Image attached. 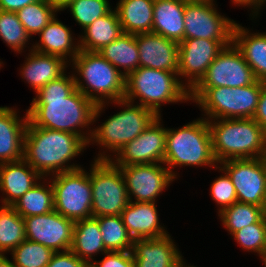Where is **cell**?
<instances>
[{
	"instance_id": "c3c4849f",
	"label": "cell",
	"mask_w": 266,
	"mask_h": 267,
	"mask_svg": "<svg viewBox=\"0 0 266 267\" xmlns=\"http://www.w3.org/2000/svg\"><path fill=\"white\" fill-rule=\"evenodd\" d=\"M262 208H263L264 217L266 218V188H265V198H264Z\"/></svg>"
},
{
	"instance_id": "4316f807",
	"label": "cell",
	"mask_w": 266,
	"mask_h": 267,
	"mask_svg": "<svg viewBox=\"0 0 266 267\" xmlns=\"http://www.w3.org/2000/svg\"><path fill=\"white\" fill-rule=\"evenodd\" d=\"M81 260L92 264L93 256L108 252L104 246L96 217L76 221L73 229V241L70 249Z\"/></svg>"
},
{
	"instance_id": "b9f144b4",
	"label": "cell",
	"mask_w": 266,
	"mask_h": 267,
	"mask_svg": "<svg viewBox=\"0 0 266 267\" xmlns=\"http://www.w3.org/2000/svg\"><path fill=\"white\" fill-rule=\"evenodd\" d=\"M46 267H90L71 250L54 252Z\"/></svg>"
},
{
	"instance_id": "cb8c5ba5",
	"label": "cell",
	"mask_w": 266,
	"mask_h": 267,
	"mask_svg": "<svg viewBox=\"0 0 266 267\" xmlns=\"http://www.w3.org/2000/svg\"><path fill=\"white\" fill-rule=\"evenodd\" d=\"M29 51L28 57L26 56L20 68V75L34 89V92L66 73L68 62L61 57L39 53L31 48Z\"/></svg>"
},
{
	"instance_id": "ee69618b",
	"label": "cell",
	"mask_w": 266,
	"mask_h": 267,
	"mask_svg": "<svg viewBox=\"0 0 266 267\" xmlns=\"http://www.w3.org/2000/svg\"><path fill=\"white\" fill-rule=\"evenodd\" d=\"M37 0H0V10L16 12Z\"/></svg>"
},
{
	"instance_id": "277c9868",
	"label": "cell",
	"mask_w": 266,
	"mask_h": 267,
	"mask_svg": "<svg viewBox=\"0 0 266 267\" xmlns=\"http://www.w3.org/2000/svg\"><path fill=\"white\" fill-rule=\"evenodd\" d=\"M71 63L76 88L95 105L124 98L126 77L99 52L80 50Z\"/></svg>"
},
{
	"instance_id": "603a6c76",
	"label": "cell",
	"mask_w": 266,
	"mask_h": 267,
	"mask_svg": "<svg viewBox=\"0 0 266 267\" xmlns=\"http://www.w3.org/2000/svg\"><path fill=\"white\" fill-rule=\"evenodd\" d=\"M39 43L32 44L31 49L36 52L58 56L71 64L79 53V42H75L71 28L59 21L56 15L38 34ZM70 60H69V59Z\"/></svg>"
},
{
	"instance_id": "f907efd6",
	"label": "cell",
	"mask_w": 266,
	"mask_h": 267,
	"mask_svg": "<svg viewBox=\"0 0 266 267\" xmlns=\"http://www.w3.org/2000/svg\"><path fill=\"white\" fill-rule=\"evenodd\" d=\"M263 264H264L265 267H266V257H265V259L263 260Z\"/></svg>"
},
{
	"instance_id": "7bdbcfd3",
	"label": "cell",
	"mask_w": 266,
	"mask_h": 267,
	"mask_svg": "<svg viewBox=\"0 0 266 267\" xmlns=\"http://www.w3.org/2000/svg\"><path fill=\"white\" fill-rule=\"evenodd\" d=\"M253 119L266 131V81L262 83V90Z\"/></svg>"
},
{
	"instance_id": "4dcf8cb0",
	"label": "cell",
	"mask_w": 266,
	"mask_h": 267,
	"mask_svg": "<svg viewBox=\"0 0 266 267\" xmlns=\"http://www.w3.org/2000/svg\"><path fill=\"white\" fill-rule=\"evenodd\" d=\"M43 179V183L38 181L12 205L21 217L43 215L54 210V192L52 184L50 181V184H48L45 177Z\"/></svg>"
},
{
	"instance_id": "e575fe53",
	"label": "cell",
	"mask_w": 266,
	"mask_h": 267,
	"mask_svg": "<svg viewBox=\"0 0 266 267\" xmlns=\"http://www.w3.org/2000/svg\"><path fill=\"white\" fill-rule=\"evenodd\" d=\"M218 216L221 218L224 229L232 235L243 227L257 223L264 214L262 206L237 201L218 213Z\"/></svg>"
},
{
	"instance_id": "1f68e13d",
	"label": "cell",
	"mask_w": 266,
	"mask_h": 267,
	"mask_svg": "<svg viewBox=\"0 0 266 267\" xmlns=\"http://www.w3.org/2000/svg\"><path fill=\"white\" fill-rule=\"evenodd\" d=\"M25 239L24 218L12 206L0 205V254L10 253Z\"/></svg>"
},
{
	"instance_id": "f1b7e54d",
	"label": "cell",
	"mask_w": 266,
	"mask_h": 267,
	"mask_svg": "<svg viewBox=\"0 0 266 267\" xmlns=\"http://www.w3.org/2000/svg\"><path fill=\"white\" fill-rule=\"evenodd\" d=\"M123 33L117 11L111 10L108 14L96 19L84 29L83 35L78 38L79 49L98 52L104 46L116 40Z\"/></svg>"
},
{
	"instance_id": "681fc988",
	"label": "cell",
	"mask_w": 266,
	"mask_h": 267,
	"mask_svg": "<svg viewBox=\"0 0 266 267\" xmlns=\"http://www.w3.org/2000/svg\"><path fill=\"white\" fill-rule=\"evenodd\" d=\"M185 263H186V262L183 261L181 267H196V266H194V265H189V264H188V265H187V264L185 265Z\"/></svg>"
},
{
	"instance_id": "83f0119b",
	"label": "cell",
	"mask_w": 266,
	"mask_h": 267,
	"mask_svg": "<svg viewBox=\"0 0 266 267\" xmlns=\"http://www.w3.org/2000/svg\"><path fill=\"white\" fill-rule=\"evenodd\" d=\"M154 0H119L116 4L123 33L152 32Z\"/></svg>"
},
{
	"instance_id": "8d00e7d4",
	"label": "cell",
	"mask_w": 266,
	"mask_h": 267,
	"mask_svg": "<svg viewBox=\"0 0 266 267\" xmlns=\"http://www.w3.org/2000/svg\"><path fill=\"white\" fill-rule=\"evenodd\" d=\"M67 8L82 30L113 9L109 0H71L60 11Z\"/></svg>"
},
{
	"instance_id": "d4e9b609",
	"label": "cell",
	"mask_w": 266,
	"mask_h": 267,
	"mask_svg": "<svg viewBox=\"0 0 266 267\" xmlns=\"http://www.w3.org/2000/svg\"><path fill=\"white\" fill-rule=\"evenodd\" d=\"M188 0H154L152 33L178 43L184 40V11Z\"/></svg>"
},
{
	"instance_id": "bcb514c9",
	"label": "cell",
	"mask_w": 266,
	"mask_h": 267,
	"mask_svg": "<svg viewBox=\"0 0 266 267\" xmlns=\"http://www.w3.org/2000/svg\"><path fill=\"white\" fill-rule=\"evenodd\" d=\"M0 267H16L12 260L3 254H0Z\"/></svg>"
},
{
	"instance_id": "30bf717a",
	"label": "cell",
	"mask_w": 266,
	"mask_h": 267,
	"mask_svg": "<svg viewBox=\"0 0 266 267\" xmlns=\"http://www.w3.org/2000/svg\"><path fill=\"white\" fill-rule=\"evenodd\" d=\"M52 178V179H51ZM54 210L76 222L92 217L90 173L84 168L52 175Z\"/></svg>"
},
{
	"instance_id": "7dc6e473",
	"label": "cell",
	"mask_w": 266,
	"mask_h": 267,
	"mask_svg": "<svg viewBox=\"0 0 266 267\" xmlns=\"http://www.w3.org/2000/svg\"><path fill=\"white\" fill-rule=\"evenodd\" d=\"M60 10L71 0H51Z\"/></svg>"
},
{
	"instance_id": "8992f818",
	"label": "cell",
	"mask_w": 266,
	"mask_h": 267,
	"mask_svg": "<svg viewBox=\"0 0 266 267\" xmlns=\"http://www.w3.org/2000/svg\"><path fill=\"white\" fill-rule=\"evenodd\" d=\"M139 105L161 116V106L166 103L190 102L189 90L180 82L175 72L138 67L126 76V101ZM162 103V104H161Z\"/></svg>"
},
{
	"instance_id": "3957f363",
	"label": "cell",
	"mask_w": 266,
	"mask_h": 267,
	"mask_svg": "<svg viewBox=\"0 0 266 267\" xmlns=\"http://www.w3.org/2000/svg\"><path fill=\"white\" fill-rule=\"evenodd\" d=\"M217 163L266 157V131L253 119L207 120Z\"/></svg>"
},
{
	"instance_id": "4fadbf2b",
	"label": "cell",
	"mask_w": 266,
	"mask_h": 267,
	"mask_svg": "<svg viewBox=\"0 0 266 267\" xmlns=\"http://www.w3.org/2000/svg\"><path fill=\"white\" fill-rule=\"evenodd\" d=\"M256 80L253 70L232 42L219 52L194 87H245Z\"/></svg>"
},
{
	"instance_id": "7a4b0ae2",
	"label": "cell",
	"mask_w": 266,
	"mask_h": 267,
	"mask_svg": "<svg viewBox=\"0 0 266 267\" xmlns=\"http://www.w3.org/2000/svg\"><path fill=\"white\" fill-rule=\"evenodd\" d=\"M88 144L74 133L34 126L29 120L24 137V160L42 177L82 168L71 159Z\"/></svg>"
},
{
	"instance_id": "816d5d0a",
	"label": "cell",
	"mask_w": 266,
	"mask_h": 267,
	"mask_svg": "<svg viewBox=\"0 0 266 267\" xmlns=\"http://www.w3.org/2000/svg\"><path fill=\"white\" fill-rule=\"evenodd\" d=\"M2 64H3V62H2V61H0V69H1V67L3 66Z\"/></svg>"
},
{
	"instance_id": "f35d334b",
	"label": "cell",
	"mask_w": 266,
	"mask_h": 267,
	"mask_svg": "<svg viewBox=\"0 0 266 267\" xmlns=\"http://www.w3.org/2000/svg\"><path fill=\"white\" fill-rule=\"evenodd\" d=\"M234 240L248 252L257 253L263 261L266 257V218L234 232Z\"/></svg>"
},
{
	"instance_id": "ba28073f",
	"label": "cell",
	"mask_w": 266,
	"mask_h": 267,
	"mask_svg": "<svg viewBox=\"0 0 266 267\" xmlns=\"http://www.w3.org/2000/svg\"><path fill=\"white\" fill-rule=\"evenodd\" d=\"M263 81L245 87H193L189 100L204 111L206 120L253 118Z\"/></svg>"
},
{
	"instance_id": "e0dca14e",
	"label": "cell",
	"mask_w": 266,
	"mask_h": 267,
	"mask_svg": "<svg viewBox=\"0 0 266 267\" xmlns=\"http://www.w3.org/2000/svg\"><path fill=\"white\" fill-rule=\"evenodd\" d=\"M27 240L40 243L54 252L70 250L75 222L55 210L24 217Z\"/></svg>"
},
{
	"instance_id": "2e32d148",
	"label": "cell",
	"mask_w": 266,
	"mask_h": 267,
	"mask_svg": "<svg viewBox=\"0 0 266 267\" xmlns=\"http://www.w3.org/2000/svg\"><path fill=\"white\" fill-rule=\"evenodd\" d=\"M225 46L218 40L184 39L179 43L178 78L190 91L205 75L210 64ZM183 77L187 81L180 78Z\"/></svg>"
},
{
	"instance_id": "6da1fadb",
	"label": "cell",
	"mask_w": 266,
	"mask_h": 267,
	"mask_svg": "<svg viewBox=\"0 0 266 267\" xmlns=\"http://www.w3.org/2000/svg\"><path fill=\"white\" fill-rule=\"evenodd\" d=\"M35 94L27 109L34 126L74 133L88 144L92 134L89 125L97 121L107 103L95 105L76 88L73 74L50 81Z\"/></svg>"
},
{
	"instance_id": "ffe728a7",
	"label": "cell",
	"mask_w": 266,
	"mask_h": 267,
	"mask_svg": "<svg viewBox=\"0 0 266 267\" xmlns=\"http://www.w3.org/2000/svg\"><path fill=\"white\" fill-rule=\"evenodd\" d=\"M17 109L0 107V163L24 159V137L28 113L20 119ZM19 115V116H18Z\"/></svg>"
},
{
	"instance_id": "8fae6325",
	"label": "cell",
	"mask_w": 266,
	"mask_h": 267,
	"mask_svg": "<svg viewBox=\"0 0 266 267\" xmlns=\"http://www.w3.org/2000/svg\"><path fill=\"white\" fill-rule=\"evenodd\" d=\"M215 0H188L184 11V39L218 40L224 46L232 43L236 21L217 12Z\"/></svg>"
},
{
	"instance_id": "836d02e7",
	"label": "cell",
	"mask_w": 266,
	"mask_h": 267,
	"mask_svg": "<svg viewBox=\"0 0 266 267\" xmlns=\"http://www.w3.org/2000/svg\"><path fill=\"white\" fill-rule=\"evenodd\" d=\"M107 251H130L134 239L123 224L121 215L96 217Z\"/></svg>"
},
{
	"instance_id": "f546056e",
	"label": "cell",
	"mask_w": 266,
	"mask_h": 267,
	"mask_svg": "<svg viewBox=\"0 0 266 267\" xmlns=\"http://www.w3.org/2000/svg\"><path fill=\"white\" fill-rule=\"evenodd\" d=\"M98 52L125 77L139 67L138 45L134 34L122 33Z\"/></svg>"
},
{
	"instance_id": "d6986e66",
	"label": "cell",
	"mask_w": 266,
	"mask_h": 267,
	"mask_svg": "<svg viewBox=\"0 0 266 267\" xmlns=\"http://www.w3.org/2000/svg\"><path fill=\"white\" fill-rule=\"evenodd\" d=\"M174 243L170 234L134 240L131 252L136 267H181L184 259Z\"/></svg>"
},
{
	"instance_id": "7402d4cb",
	"label": "cell",
	"mask_w": 266,
	"mask_h": 267,
	"mask_svg": "<svg viewBox=\"0 0 266 267\" xmlns=\"http://www.w3.org/2000/svg\"><path fill=\"white\" fill-rule=\"evenodd\" d=\"M41 179L43 177L24 159L0 163V190L6 195L0 200L1 205L12 206Z\"/></svg>"
},
{
	"instance_id": "484cf974",
	"label": "cell",
	"mask_w": 266,
	"mask_h": 267,
	"mask_svg": "<svg viewBox=\"0 0 266 267\" xmlns=\"http://www.w3.org/2000/svg\"><path fill=\"white\" fill-rule=\"evenodd\" d=\"M232 42L253 70L257 80L266 81V32L250 33L235 23Z\"/></svg>"
},
{
	"instance_id": "d6a6232c",
	"label": "cell",
	"mask_w": 266,
	"mask_h": 267,
	"mask_svg": "<svg viewBox=\"0 0 266 267\" xmlns=\"http://www.w3.org/2000/svg\"><path fill=\"white\" fill-rule=\"evenodd\" d=\"M60 9L51 0H37L16 11L27 34L37 35L53 19Z\"/></svg>"
},
{
	"instance_id": "9a60e30c",
	"label": "cell",
	"mask_w": 266,
	"mask_h": 267,
	"mask_svg": "<svg viewBox=\"0 0 266 267\" xmlns=\"http://www.w3.org/2000/svg\"><path fill=\"white\" fill-rule=\"evenodd\" d=\"M157 117L139 136L111 159L116 166L164 163L167 128Z\"/></svg>"
},
{
	"instance_id": "5b68a950",
	"label": "cell",
	"mask_w": 266,
	"mask_h": 267,
	"mask_svg": "<svg viewBox=\"0 0 266 267\" xmlns=\"http://www.w3.org/2000/svg\"><path fill=\"white\" fill-rule=\"evenodd\" d=\"M165 166L174 179L178 178L173 168L181 166H209L219 164L212 151V138L207 120L201 117L182 126L167 128L165 145Z\"/></svg>"
},
{
	"instance_id": "74e56055",
	"label": "cell",
	"mask_w": 266,
	"mask_h": 267,
	"mask_svg": "<svg viewBox=\"0 0 266 267\" xmlns=\"http://www.w3.org/2000/svg\"><path fill=\"white\" fill-rule=\"evenodd\" d=\"M0 38L16 53H21L30 36L18 19L15 12L0 10Z\"/></svg>"
},
{
	"instance_id": "ab89813d",
	"label": "cell",
	"mask_w": 266,
	"mask_h": 267,
	"mask_svg": "<svg viewBox=\"0 0 266 267\" xmlns=\"http://www.w3.org/2000/svg\"><path fill=\"white\" fill-rule=\"evenodd\" d=\"M215 169H219L224 174L216 178L210 186L211 197L217 203V207L219 206L218 213H220L237 202L238 199L231 177L220 166Z\"/></svg>"
},
{
	"instance_id": "f6af8a7d",
	"label": "cell",
	"mask_w": 266,
	"mask_h": 267,
	"mask_svg": "<svg viewBox=\"0 0 266 267\" xmlns=\"http://www.w3.org/2000/svg\"><path fill=\"white\" fill-rule=\"evenodd\" d=\"M232 4L243 7H249L252 10V13L250 14L251 17L254 19V17L259 15L260 9H262L261 6H264L266 0H231Z\"/></svg>"
},
{
	"instance_id": "5bb4252c",
	"label": "cell",
	"mask_w": 266,
	"mask_h": 267,
	"mask_svg": "<svg viewBox=\"0 0 266 267\" xmlns=\"http://www.w3.org/2000/svg\"><path fill=\"white\" fill-rule=\"evenodd\" d=\"M163 163L117 166L120 168L130 201L156 202L164 189L174 180L169 169ZM134 196V200L133 199Z\"/></svg>"
},
{
	"instance_id": "d590c367",
	"label": "cell",
	"mask_w": 266,
	"mask_h": 267,
	"mask_svg": "<svg viewBox=\"0 0 266 267\" xmlns=\"http://www.w3.org/2000/svg\"><path fill=\"white\" fill-rule=\"evenodd\" d=\"M54 251L40 243L25 239L11 251L16 267H46Z\"/></svg>"
},
{
	"instance_id": "44dd1931",
	"label": "cell",
	"mask_w": 266,
	"mask_h": 267,
	"mask_svg": "<svg viewBox=\"0 0 266 267\" xmlns=\"http://www.w3.org/2000/svg\"><path fill=\"white\" fill-rule=\"evenodd\" d=\"M158 215L155 202L130 201L122 211L121 218L134 240L150 239L169 233L160 225Z\"/></svg>"
},
{
	"instance_id": "7c38bea8",
	"label": "cell",
	"mask_w": 266,
	"mask_h": 267,
	"mask_svg": "<svg viewBox=\"0 0 266 267\" xmlns=\"http://www.w3.org/2000/svg\"><path fill=\"white\" fill-rule=\"evenodd\" d=\"M219 164L231 177L238 202L263 205L266 188V157L230 159Z\"/></svg>"
},
{
	"instance_id": "9c48e42d",
	"label": "cell",
	"mask_w": 266,
	"mask_h": 267,
	"mask_svg": "<svg viewBox=\"0 0 266 267\" xmlns=\"http://www.w3.org/2000/svg\"><path fill=\"white\" fill-rule=\"evenodd\" d=\"M92 217L121 215L130 202L123 174L111 160L91 163Z\"/></svg>"
},
{
	"instance_id": "52a82bcc",
	"label": "cell",
	"mask_w": 266,
	"mask_h": 267,
	"mask_svg": "<svg viewBox=\"0 0 266 267\" xmlns=\"http://www.w3.org/2000/svg\"><path fill=\"white\" fill-rule=\"evenodd\" d=\"M109 103L121 106L122 111L109 116L104 123L92 129L88 147L91 143H97V146L105 148V151L99 153L95 160H111V154H107L106 151L109 150L110 153L115 154L113 156H116L129 141L139 136L158 117L148 108L125 99Z\"/></svg>"
},
{
	"instance_id": "ac0fdd59",
	"label": "cell",
	"mask_w": 266,
	"mask_h": 267,
	"mask_svg": "<svg viewBox=\"0 0 266 267\" xmlns=\"http://www.w3.org/2000/svg\"><path fill=\"white\" fill-rule=\"evenodd\" d=\"M139 67L175 72L178 75L179 43L155 33L136 34Z\"/></svg>"
},
{
	"instance_id": "60d3db41",
	"label": "cell",
	"mask_w": 266,
	"mask_h": 267,
	"mask_svg": "<svg viewBox=\"0 0 266 267\" xmlns=\"http://www.w3.org/2000/svg\"><path fill=\"white\" fill-rule=\"evenodd\" d=\"M104 256L101 261H93L90 267H136L131 250L108 251Z\"/></svg>"
}]
</instances>
